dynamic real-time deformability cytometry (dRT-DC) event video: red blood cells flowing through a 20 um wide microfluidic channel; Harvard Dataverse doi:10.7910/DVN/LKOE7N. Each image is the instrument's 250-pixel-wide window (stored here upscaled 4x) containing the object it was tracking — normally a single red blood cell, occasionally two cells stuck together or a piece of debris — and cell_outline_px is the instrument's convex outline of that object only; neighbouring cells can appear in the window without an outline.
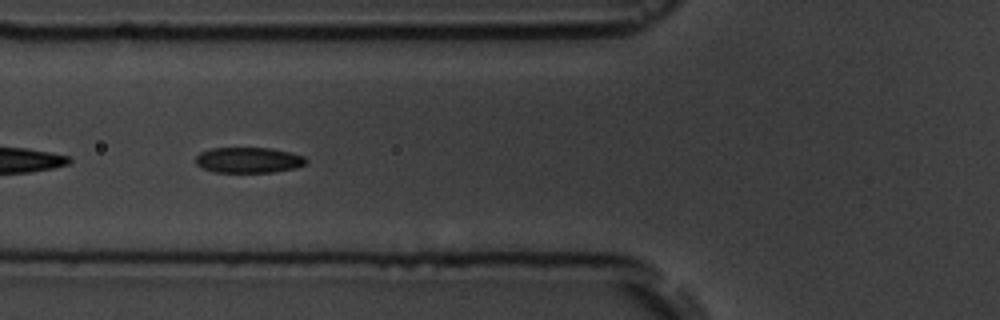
{"species": "common noctule bat (a hibernating species)", "species_latin": "Nyctalus noctula", "temperature_condition": "room temperature", "stored_images_in_passage": 7, "segment_of_instrument_passage": [2, 2], "camera_frame_rate_fps": 3000, "um_per_image_px": 0.085, "animal": {"sex": "male", "body_mass_g": 19.5, "forearm_length_mm": 54.6}, "frame": {"image": 1, "passage_image": 6, "time_ms": 5.667, "image_size_px": [1000, 320], "cell_outline_px": [[308, 160], [304, 164], [296, 168], [272, 172], [216, 172], [204, 168], [196, 164], [196, 156], [200, 152], [212, 148], [272, 148], [304, 156]], "centroid_in_image_um": [21.13, 13.6], "position_along_channel_um": 104.7, "area_um2": 16.36}}